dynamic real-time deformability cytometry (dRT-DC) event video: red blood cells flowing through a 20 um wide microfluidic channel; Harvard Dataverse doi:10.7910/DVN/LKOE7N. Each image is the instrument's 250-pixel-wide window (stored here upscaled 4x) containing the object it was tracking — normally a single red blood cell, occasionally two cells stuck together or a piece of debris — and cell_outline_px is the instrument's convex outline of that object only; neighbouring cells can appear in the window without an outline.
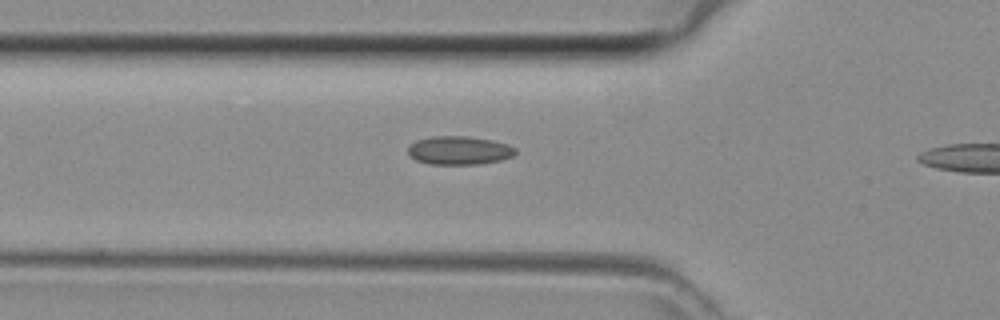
{"species": "common noctule bat (a hibernating species)", "species_latin": "Nyctalus noctula", "temperature_condition": "room temperature", "stored_images_in_passage": 4, "camera_frame_rate_fps": 3000, "um_per_image_px": 0.085, "animal": {"sex": "female", "body_mass_g": 29.2, "forearm_length_mm": 56.3}, "frame": {"image": 1, "passage_image": 3, "time_ms": 0.667, "image_size_px": [1000, 320], "cell_outline_px": [[516, 152], [512, 156], [500, 160], [480, 164], [428, 164], [416, 160], [408, 152], [408, 148], [416, 140], [432, 136], [468, 136], [492, 140], [508, 144], [516, 148]], "centroid_in_image_um": [39.04, 12.78], "position_along_channel_um": 86.8, "area_um2": 17.8}}